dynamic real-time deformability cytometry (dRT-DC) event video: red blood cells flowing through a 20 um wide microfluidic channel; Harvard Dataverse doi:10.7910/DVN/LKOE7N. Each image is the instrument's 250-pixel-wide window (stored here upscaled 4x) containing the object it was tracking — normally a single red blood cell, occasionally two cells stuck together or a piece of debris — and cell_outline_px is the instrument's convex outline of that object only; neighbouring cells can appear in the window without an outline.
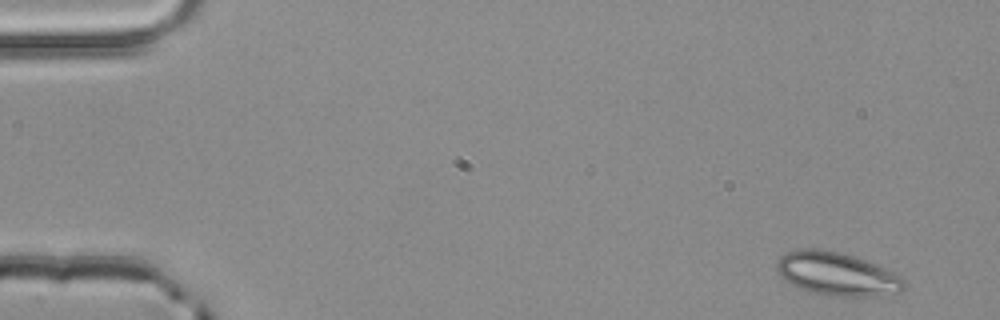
{"species": "common noctule bat (a hibernating species)", "species_latin": "Nyctalus noctula", "temperature_condition": "room temperature", "stored_images_in_passage": 4, "camera_frame_rate_fps": 3000, "um_per_image_px": 0.085, "animal": {"sex": "male", "body_mass_g": 20.4}, "frame": {"image": 1, "passage_image": 1, "time_ms": 0.0, "image_size_px": [1000, 320], "cell_outline_px": [[908, 288], [900, 292], [880, 296], [844, 296], [812, 292], [800, 288], [784, 280], [776, 272], [776, 260], [784, 252], [800, 248], [820, 248], [840, 252], [856, 256], [884, 268], [900, 276], [908, 284]], "centroid_in_image_um": [71.13, 23.26], "position_along_channel_um": 13.9, "area_um2": 32.48}}